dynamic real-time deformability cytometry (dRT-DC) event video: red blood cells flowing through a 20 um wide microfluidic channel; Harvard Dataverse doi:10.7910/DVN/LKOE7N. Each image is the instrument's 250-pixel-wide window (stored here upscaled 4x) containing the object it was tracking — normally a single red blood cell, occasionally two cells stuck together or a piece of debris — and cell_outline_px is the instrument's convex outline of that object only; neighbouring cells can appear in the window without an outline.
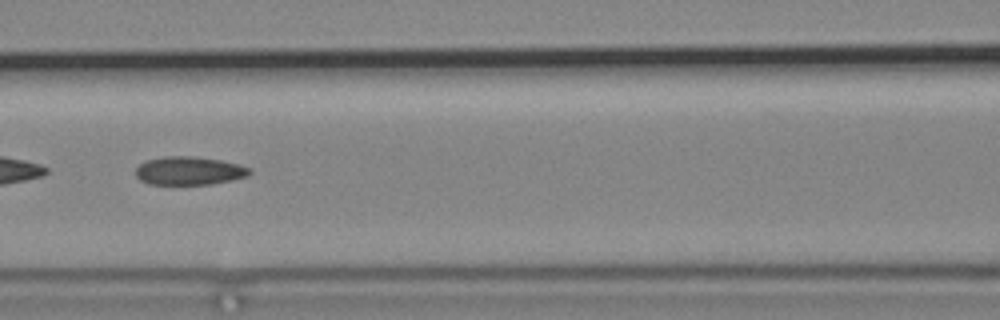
{"species": "common noctule bat (a hibernating species)", "species_latin": "Nyctalus noctula", "temperature_condition": "cold", "stored_images_in_passage": 55, "camera_frame_rate_fps": 3000, "um_per_image_px": 0.085, "animal": {"sex": "male", "body_mass_g": 19.2, "forearm_length_mm": 51.8}, "frame": {"image": 1, "passage_image": 25, "time_ms": 8.0, "image_size_px": [1000, 320], "cell_outline_px": [[252, 172], [248, 176], [232, 180], [208, 184], [148, 184], [140, 180], [136, 176], [136, 168], [144, 160], [164, 156], [196, 156], [220, 160], [240, 164], [252, 168]], "centroid_in_image_um": [16.09, 14.5], "position_along_channel_um": 150.5, "area_um2": 19.02}}
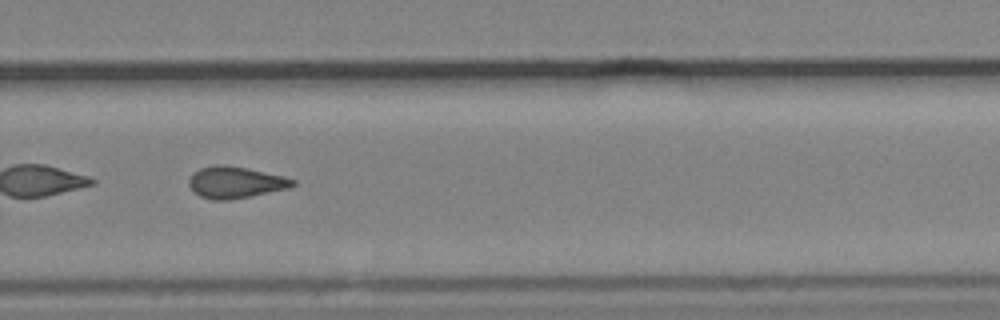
{"frame": {"image": 2, "passage_image": 38, "time_ms": 12.333, "image_size_px": [1000, 320], "cell_outline_px": [[296, 184], [288, 188], [228, 200], [212, 200], [200, 196], [188, 184], [188, 180], [192, 172], [200, 168], [216, 164], [224, 164], [248, 168], [284, 176], [296, 180]], "centroid_in_image_um": [19.99, 15.48], "position_along_channel_um": 309.8, "area_um2": 19.07}, "authors_computed_cell_mechanics": {"area_um2": 19.1318, "velocity_mm_per_s": 3.6834, "shape_relaxation_time_tau1_ms": null, "shape_relaxation_time_tau2_ms": 2.9458, "deformation_change_tau1": null, "deformation_change_tau2": 0.1094}}